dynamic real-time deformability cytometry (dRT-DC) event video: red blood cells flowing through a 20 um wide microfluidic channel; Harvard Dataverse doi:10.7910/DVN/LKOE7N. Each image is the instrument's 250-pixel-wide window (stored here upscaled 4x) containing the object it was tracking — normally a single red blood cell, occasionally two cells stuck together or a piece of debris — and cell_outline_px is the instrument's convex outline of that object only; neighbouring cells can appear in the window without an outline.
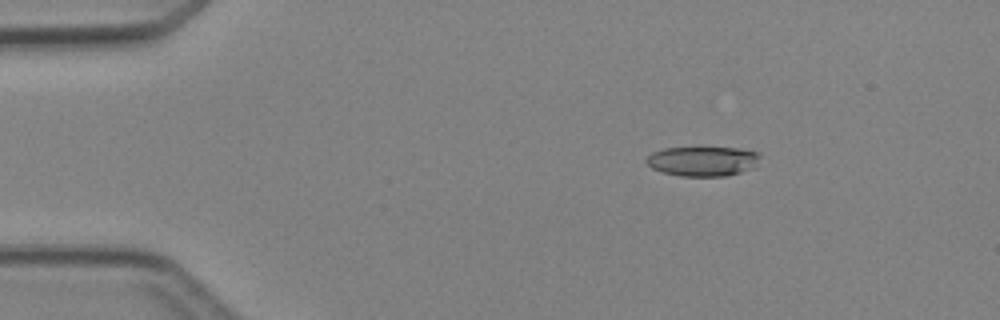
{"species": "Egyptian fruit bat (a non-hibernating species)", "species_latin": "Rousettus aegyptiacus", "temperature_condition": "cold", "stored_images_in_passage": 5, "camera_frame_rate_fps": 3000, "um_per_image_px": 0.085, "animal": {"sex": "female"}, "frame": {"image": 1, "passage_image": 3, "time_ms": 2.333, "image_size_px": [1000, 320], "cell_outline_px": [[760, 156], [756, 164], [740, 172], [724, 176], [680, 176], [664, 172], [652, 168], [644, 160], [652, 152], [664, 148], [740, 148], [756, 152]], "centroid_in_image_um": [59.69, 13.7], "position_along_channel_um": 25.3, "area_um2": 19.36}}
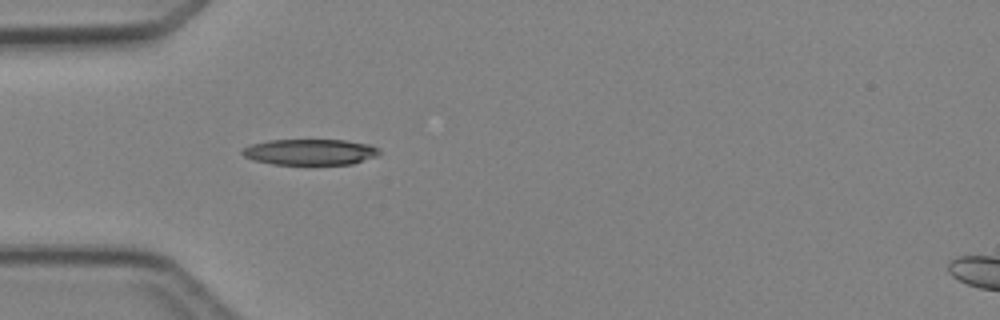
{"frame": {"image": 2, "passage_image": 5, "time_ms": 4.667, "image_size_px": [1000, 320], "cell_outline_px": [[380, 152], [376, 156], [352, 164], [272, 164], [252, 160], [244, 156], [240, 152], [244, 148], [252, 144], [268, 140], [344, 140], [368, 144], [380, 148]], "centroid_in_image_um": [26.35, 12.92], "position_along_channel_um": 58.7, "area_um2": 20.63}}